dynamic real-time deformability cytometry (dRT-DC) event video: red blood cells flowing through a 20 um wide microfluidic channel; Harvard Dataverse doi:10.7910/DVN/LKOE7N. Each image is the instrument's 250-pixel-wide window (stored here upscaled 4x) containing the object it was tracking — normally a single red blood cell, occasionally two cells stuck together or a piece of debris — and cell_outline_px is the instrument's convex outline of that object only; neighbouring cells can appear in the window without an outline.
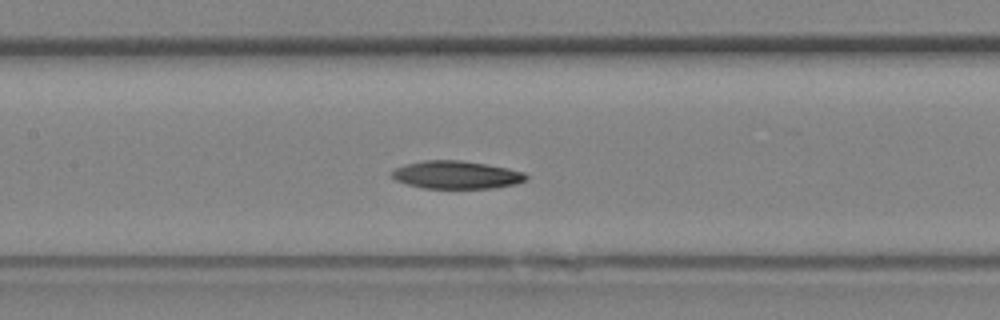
{"species": "Egyptian fruit bat (a non-hibernating species)", "species_latin": "Rousettus aegyptiacus", "temperature_condition": "room temperature", "stored_images_in_passage": 15, "camera_frame_rate_fps": 3000, "um_per_image_px": 0.085, "animal": {"sex": "female"}, "frame": {"image": 1, "passage_image": 13, "time_ms": 4.0, "image_size_px": [1000, 320], "cell_outline_px": [[528, 180], [516, 184], [492, 188], [424, 188], [408, 184], [396, 180], [392, 176], [392, 172], [396, 168], [404, 164], [424, 160], [460, 160], [508, 168], [524, 172], [528, 176]], "centroid_in_image_um": [38.82, 14.86], "position_along_channel_um": 168.6, "area_um2": 21.73}}